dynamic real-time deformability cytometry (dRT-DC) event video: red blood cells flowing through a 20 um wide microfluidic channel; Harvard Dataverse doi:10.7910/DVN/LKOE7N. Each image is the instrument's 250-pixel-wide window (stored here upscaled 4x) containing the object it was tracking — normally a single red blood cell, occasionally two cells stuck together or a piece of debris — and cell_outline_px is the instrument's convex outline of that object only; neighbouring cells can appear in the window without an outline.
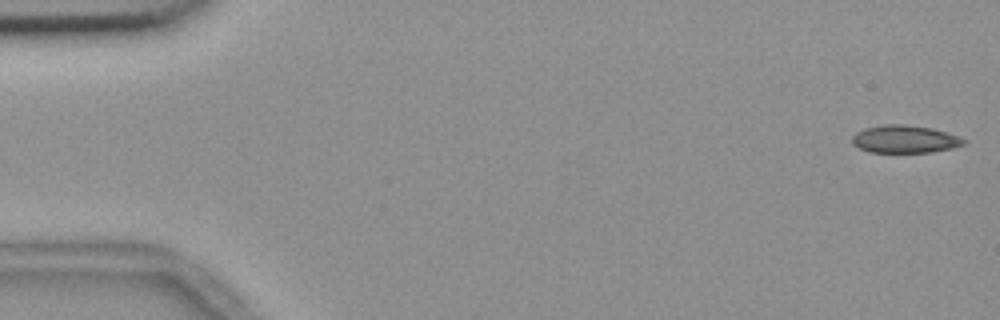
{"species": "common noctule bat (a hibernating species)", "species_latin": "Nyctalus noctula", "temperature_condition": "room temperature", "stored_images_in_passage": 17, "camera_frame_rate_fps": 3000, "um_per_image_px": 0.085, "animal": {"sex": "female", "body_mass_g": 18.4}, "frame": {"image": 1, "passage_image": 1, "time_ms": 0.0, "image_size_px": [1000, 320], "cell_outline_px": [[968, 140], [964, 144], [952, 148], [932, 152], [868, 152], [852, 144], [852, 136], [856, 132], [864, 128], [884, 124], [904, 124], [932, 128], [960, 136]], "centroid_in_image_um": [76.91, 11.82], "position_along_channel_um": 8.1, "area_um2": 18.15}}
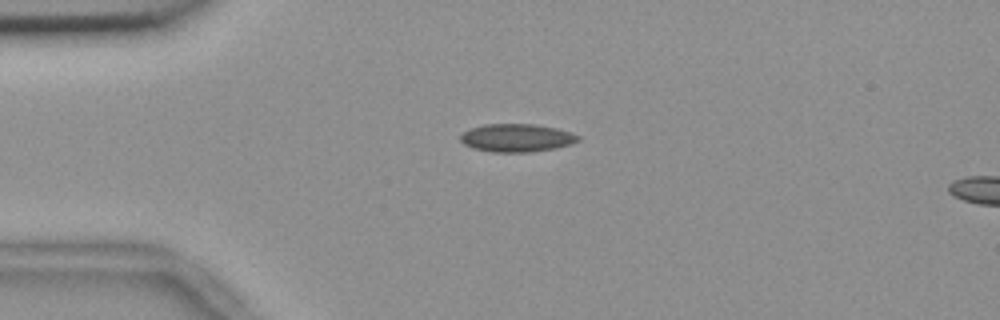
{"frame": {"image": 2, "passage_image": 13, "time_ms": 4.0, "image_size_px": [1000, 320], "cell_outline_px": [[580, 140], [572, 144], [556, 148], [528, 152], [492, 152], [476, 148], [464, 144], [460, 140], [460, 136], [464, 132], [472, 128], [484, 124], [536, 124], [556, 128], [572, 132], [580, 136]], "centroid_in_image_um": [43.97, 11.71], "position_along_channel_um": 41.0, "area_um2": 19.19}}